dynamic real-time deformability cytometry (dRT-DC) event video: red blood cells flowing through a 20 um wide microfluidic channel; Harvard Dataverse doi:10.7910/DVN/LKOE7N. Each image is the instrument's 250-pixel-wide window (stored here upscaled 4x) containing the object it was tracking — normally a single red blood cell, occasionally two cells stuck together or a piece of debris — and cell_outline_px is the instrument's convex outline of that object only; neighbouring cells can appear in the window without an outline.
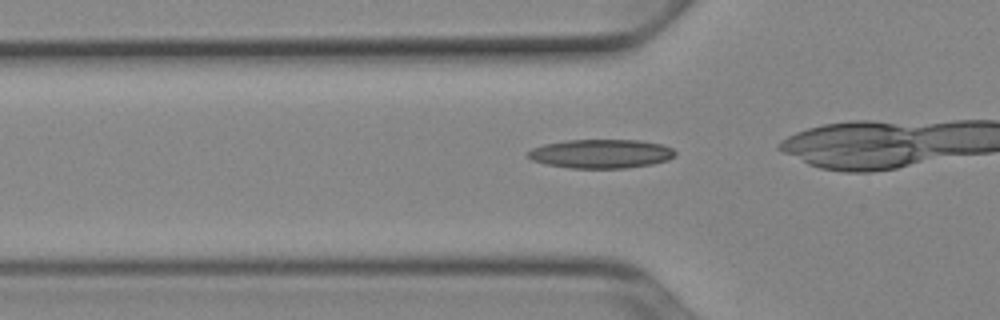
{"species": "Egyptian fruit bat (a non-hibernating species)", "species_latin": "Rousettus aegyptiacus", "temperature_condition": "cold", "stored_images_in_passage": 36, "camera_frame_rate_fps": 3000, "um_per_image_px": 0.085, "animal": {"sex": "female"}, "frame": {"image": 1, "passage_image": 13, "time_ms": 4.0, "image_size_px": [1000, 320], "cell_outline_px": [[676, 156], [668, 160], [652, 164], [624, 168], [568, 168], [544, 164], [532, 160], [528, 156], [528, 152], [532, 148], [544, 144], [568, 140], [640, 140], [660, 144], [672, 148], [676, 152]], "centroid_in_image_um": [51.09, 13.07], "position_along_channel_um": 74.7, "area_um2": 24.85}}
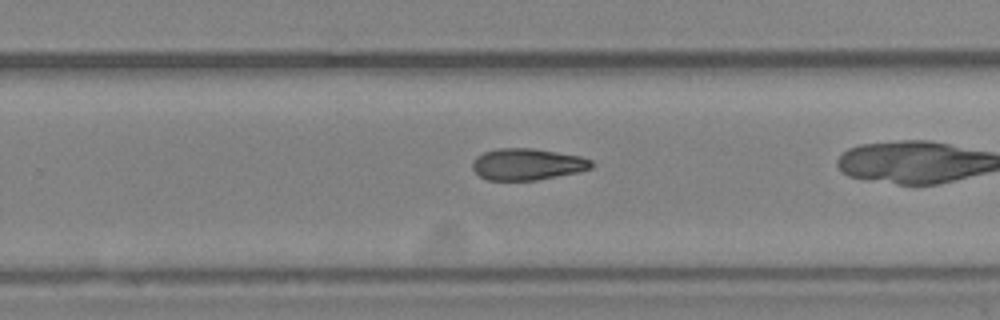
{"frame": {"image": 2, "passage_image": 29, "time_ms": 9.333, "image_size_px": [1000, 320], "cell_outline_px": [[592, 168], [580, 172], [536, 180], [488, 180], [480, 176], [472, 168], [472, 160], [476, 156], [484, 152], [500, 148], [532, 148], [580, 156], [592, 160]], "centroid_in_image_um": [44.82, 13.96], "position_along_channel_um": 285.0, "area_um2": 21.91}}
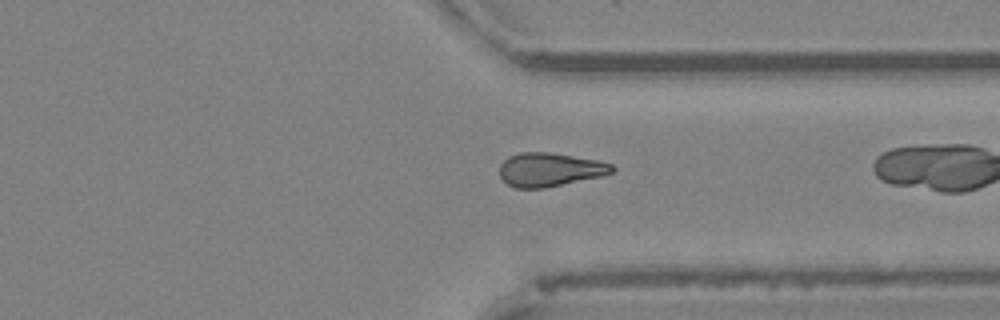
{"frame": {"image": 3, "passage_image": 35, "time_ms": 11.333, "image_size_px": [1000, 320], "cell_outline_px": [[616, 168], [612, 172], [600, 176], [544, 188], [516, 188], [508, 184], [500, 176], [500, 164], [508, 156], [520, 152], [548, 152], [600, 160], [612, 164]], "centroid_in_image_um": [46.73, 14.4], "position_along_channel_um": 364.7, "area_um2": 22.02}}